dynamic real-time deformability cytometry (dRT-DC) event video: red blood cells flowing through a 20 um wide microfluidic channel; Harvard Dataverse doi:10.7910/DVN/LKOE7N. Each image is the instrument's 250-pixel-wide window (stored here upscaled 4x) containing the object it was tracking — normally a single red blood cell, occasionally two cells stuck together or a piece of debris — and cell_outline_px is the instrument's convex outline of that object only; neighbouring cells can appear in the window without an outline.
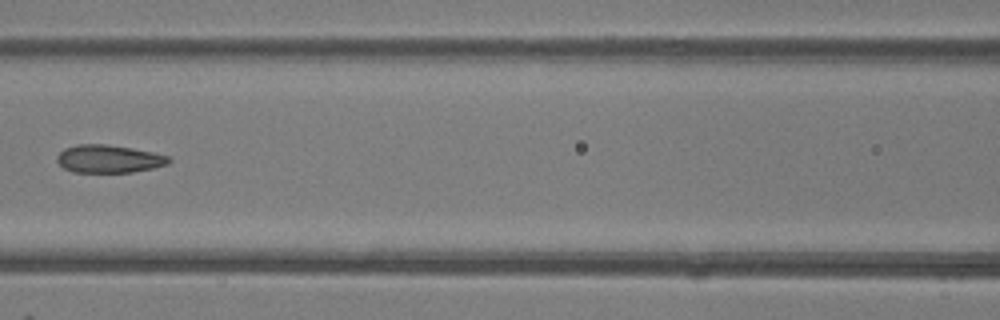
{"species": "common noctule bat (a hibernating species)", "species_latin": "Nyctalus noctula", "temperature_condition": "room temperature", "stored_images_in_passage": 7, "camera_frame_rate_fps": 3000, "um_per_image_px": 0.085, "animal": {"sex": "female"}, "frame": {"image": 1, "passage_image": 6, "time_ms": 5.667, "image_size_px": [1000, 320], "cell_outline_px": [[172, 160], [168, 164], [152, 168], [132, 172], [72, 172], [64, 168], [56, 160], [56, 156], [64, 148], [76, 144], [108, 144], [132, 148], [152, 152], [168, 156]], "centroid_in_image_um": [9.23, 13.49], "position_along_channel_um": 157.4, "area_um2": 18.21}}
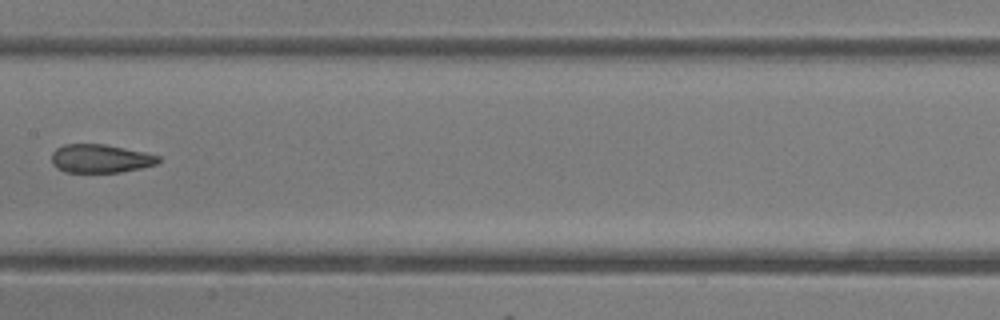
{"frame": {"image": 2, "passage_image": 7, "time_ms": 6.667, "image_size_px": [1000, 320], "cell_outline_px": [[160, 160], [156, 164], [140, 168], [120, 172], [64, 172], [56, 168], [52, 164], [52, 152], [56, 148], [64, 144], [104, 144], [144, 152], [160, 156]], "centroid_in_image_um": [8.5, 13.48], "position_along_channel_um": 198.9, "area_um2": 17.69}}